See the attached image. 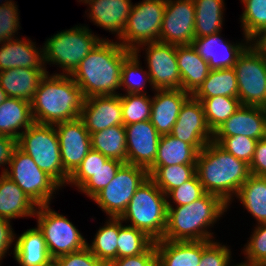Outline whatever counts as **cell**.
<instances>
[{
  "label": "cell",
  "instance_id": "18",
  "mask_svg": "<svg viewBox=\"0 0 266 266\" xmlns=\"http://www.w3.org/2000/svg\"><path fill=\"white\" fill-rule=\"evenodd\" d=\"M79 3L88 8L83 17L113 34L116 41L121 37L133 7L132 0H81Z\"/></svg>",
  "mask_w": 266,
  "mask_h": 266
},
{
  "label": "cell",
  "instance_id": "13",
  "mask_svg": "<svg viewBox=\"0 0 266 266\" xmlns=\"http://www.w3.org/2000/svg\"><path fill=\"white\" fill-rule=\"evenodd\" d=\"M133 52L144 58L155 90L181 89L176 45L159 41L149 42L141 44Z\"/></svg>",
  "mask_w": 266,
  "mask_h": 266
},
{
  "label": "cell",
  "instance_id": "31",
  "mask_svg": "<svg viewBox=\"0 0 266 266\" xmlns=\"http://www.w3.org/2000/svg\"><path fill=\"white\" fill-rule=\"evenodd\" d=\"M193 2L195 5L194 37L201 38L221 32L227 9L225 0H193Z\"/></svg>",
  "mask_w": 266,
  "mask_h": 266
},
{
  "label": "cell",
  "instance_id": "8",
  "mask_svg": "<svg viewBox=\"0 0 266 266\" xmlns=\"http://www.w3.org/2000/svg\"><path fill=\"white\" fill-rule=\"evenodd\" d=\"M34 219L37 220L36 226L42 232L53 260L86 247L87 238L84 234L66 215L55 211L51 204L37 206Z\"/></svg>",
  "mask_w": 266,
  "mask_h": 266
},
{
  "label": "cell",
  "instance_id": "11",
  "mask_svg": "<svg viewBox=\"0 0 266 266\" xmlns=\"http://www.w3.org/2000/svg\"><path fill=\"white\" fill-rule=\"evenodd\" d=\"M233 68L241 105L261 107L266 101V54L251 42Z\"/></svg>",
  "mask_w": 266,
  "mask_h": 266
},
{
  "label": "cell",
  "instance_id": "16",
  "mask_svg": "<svg viewBox=\"0 0 266 266\" xmlns=\"http://www.w3.org/2000/svg\"><path fill=\"white\" fill-rule=\"evenodd\" d=\"M64 171L71 176L91 150V135L78 118L55 125Z\"/></svg>",
  "mask_w": 266,
  "mask_h": 266
},
{
  "label": "cell",
  "instance_id": "33",
  "mask_svg": "<svg viewBox=\"0 0 266 266\" xmlns=\"http://www.w3.org/2000/svg\"><path fill=\"white\" fill-rule=\"evenodd\" d=\"M91 149L109 159L127 163L126 131L124 125H115L91 133Z\"/></svg>",
  "mask_w": 266,
  "mask_h": 266
},
{
  "label": "cell",
  "instance_id": "48",
  "mask_svg": "<svg viewBox=\"0 0 266 266\" xmlns=\"http://www.w3.org/2000/svg\"><path fill=\"white\" fill-rule=\"evenodd\" d=\"M20 11L16 1L0 5V43L20 37Z\"/></svg>",
  "mask_w": 266,
  "mask_h": 266
},
{
  "label": "cell",
  "instance_id": "32",
  "mask_svg": "<svg viewBox=\"0 0 266 266\" xmlns=\"http://www.w3.org/2000/svg\"><path fill=\"white\" fill-rule=\"evenodd\" d=\"M198 151L189 143L171 134L162 135L154 163L151 166L196 165Z\"/></svg>",
  "mask_w": 266,
  "mask_h": 266
},
{
  "label": "cell",
  "instance_id": "45",
  "mask_svg": "<svg viewBox=\"0 0 266 266\" xmlns=\"http://www.w3.org/2000/svg\"><path fill=\"white\" fill-rule=\"evenodd\" d=\"M213 142L217 143L226 152L232 154L235 158L250 164L257 140L247 136H228V137H213Z\"/></svg>",
  "mask_w": 266,
  "mask_h": 266
},
{
  "label": "cell",
  "instance_id": "40",
  "mask_svg": "<svg viewBox=\"0 0 266 266\" xmlns=\"http://www.w3.org/2000/svg\"><path fill=\"white\" fill-rule=\"evenodd\" d=\"M242 13L239 15L242 35L252 41L266 28V0H239Z\"/></svg>",
  "mask_w": 266,
  "mask_h": 266
},
{
  "label": "cell",
  "instance_id": "4",
  "mask_svg": "<svg viewBox=\"0 0 266 266\" xmlns=\"http://www.w3.org/2000/svg\"><path fill=\"white\" fill-rule=\"evenodd\" d=\"M84 96L70 75L47 71L31 101L34 122L56 125L80 118Z\"/></svg>",
  "mask_w": 266,
  "mask_h": 266
},
{
  "label": "cell",
  "instance_id": "54",
  "mask_svg": "<svg viewBox=\"0 0 266 266\" xmlns=\"http://www.w3.org/2000/svg\"><path fill=\"white\" fill-rule=\"evenodd\" d=\"M262 53L266 54V28L251 41Z\"/></svg>",
  "mask_w": 266,
  "mask_h": 266
},
{
  "label": "cell",
  "instance_id": "23",
  "mask_svg": "<svg viewBox=\"0 0 266 266\" xmlns=\"http://www.w3.org/2000/svg\"><path fill=\"white\" fill-rule=\"evenodd\" d=\"M247 136L255 140L266 138V118L261 107H241L213 132V137Z\"/></svg>",
  "mask_w": 266,
  "mask_h": 266
},
{
  "label": "cell",
  "instance_id": "29",
  "mask_svg": "<svg viewBox=\"0 0 266 266\" xmlns=\"http://www.w3.org/2000/svg\"><path fill=\"white\" fill-rule=\"evenodd\" d=\"M33 123L30 102L7 97L0 104V135L18 140L19 136Z\"/></svg>",
  "mask_w": 266,
  "mask_h": 266
},
{
  "label": "cell",
  "instance_id": "34",
  "mask_svg": "<svg viewBox=\"0 0 266 266\" xmlns=\"http://www.w3.org/2000/svg\"><path fill=\"white\" fill-rule=\"evenodd\" d=\"M102 226L96 230L93 239L86 243L92 254L105 264L117 259V238L119 235V218L106 217Z\"/></svg>",
  "mask_w": 266,
  "mask_h": 266
},
{
  "label": "cell",
  "instance_id": "52",
  "mask_svg": "<svg viewBox=\"0 0 266 266\" xmlns=\"http://www.w3.org/2000/svg\"><path fill=\"white\" fill-rule=\"evenodd\" d=\"M249 169L252 175L266 176V138L257 141Z\"/></svg>",
  "mask_w": 266,
  "mask_h": 266
},
{
  "label": "cell",
  "instance_id": "15",
  "mask_svg": "<svg viewBox=\"0 0 266 266\" xmlns=\"http://www.w3.org/2000/svg\"><path fill=\"white\" fill-rule=\"evenodd\" d=\"M171 135L192 145L200 152L213 140L209 129L202 102L192 95L182 105Z\"/></svg>",
  "mask_w": 266,
  "mask_h": 266
},
{
  "label": "cell",
  "instance_id": "46",
  "mask_svg": "<svg viewBox=\"0 0 266 266\" xmlns=\"http://www.w3.org/2000/svg\"><path fill=\"white\" fill-rule=\"evenodd\" d=\"M205 193L203 185L199 182L197 174H195L190 180L166 194L167 207L190 204Z\"/></svg>",
  "mask_w": 266,
  "mask_h": 266
},
{
  "label": "cell",
  "instance_id": "58",
  "mask_svg": "<svg viewBox=\"0 0 266 266\" xmlns=\"http://www.w3.org/2000/svg\"><path fill=\"white\" fill-rule=\"evenodd\" d=\"M262 110H263V113H264V116L266 118V101L265 103L261 106Z\"/></svg>",
  "mask_w": 266,
  "mask_h": 266
},
{
  "label": "cell",
  "instance_id": "2",
  "mask_svg": "<svg viewBox=\"0 0 266 266\" xmlns=\"http://www.w3.org/2000/svg\"><path fill=\"white\" fill-rule=\"evenodd\" d=\"M228 211L227 203L209 193L190 204L167 207V224L163 240H216L217 234L212 232V228L219 224Z\"/></svg>",
  "mask_w": 266,
  "mask_h": 266
},
{
  "label": "cell",
  "instance_id": "6",
  "mask_svg": "<svg viewBox=\"0 0 266 266\" xmlns=\"http://www.w3.org/2000/svg\"><path fill=\"white\" fill-rule=\"evenodd\" d=\"M119 218L125 224L143 231L154 241L161 240L167 224L166 195L148 177L135 191Z\"/></svg>",
  "mask_w": 266,
  "mask_h": 266
},
{
  "label": "cell",
  "instance_id": "7",
  "mask_svg": "<svg viewBox=\"0 0 266 266\" xmlns=\"http://www.w3.org/2000/svg\"><path fill=\"white\" fill-rule=\"evenodd\" d=\"M17 147L62 188L66 187L70 176L63 168L55 125L34 122L19 136Z\"/></svg>",
  "mask_w": 266,
  "mask_h": 266
},
{
  "label": "cell",
  "instance_id": "37",
  "mask_svg": "<svg viewBox=\"0 0 266 266\" xmlns=\"http://www.w3.org/2000/svg\"><path fill=\"white\" fill-rule=\"evenodd\" d=\"M147 170L149 178L166 195L190 180L196 174V165L150 166Z\"/></svg>",
  "mask_w": 266,
  "mask_h": 266
},
{
  "label": "cell",
  "instance_id": "1",
  "mask_svg": "<svg viewBox=\"0 0 266 266\" xmlns=\"http://www.w3.org/2000/svg\"><path fill=\"white\" fill-rule=\"evenodd\" d=\"M132 52L114 39L101 40L70 76L82 90L85 99L120 95L122 64Z\"/></svg>",
  "mask_w": 266,
  "mask_h": 266
},
{
  "label": "cell",
  "instance_id": "56",
  "mask_svg": "<svg viewBox=\"0 0 266 266\" xmlns=\"http://www.w3.org/2000/svg\"><path fill=\"white\" fill-rule=\"evenodd\" d=\"M46 266H59L58 263L55 260H52L48 265Z\"/></svg>",
  "mask_w": 266,
  "mask_h": 266
},
{
  "label": "cell",
  "instance_id": "17",
  "mask_svg": "<svg viewBox=\"0 0 266 266\" xmlns=\"http://www.w3.org/2000/svg\"><path fill=\"white\" fill-rule=\"evenodd\" d=\"M222 34L221 31L209 36L194 38L192 42V46L208 62L211 70L233 67L240 54L251 43L244 35L241 40L234 42L222 37L224 36Z\"/></svg>",
  "mask_w": 266,
  "mask_h": 266
},
{
  "label": "cell",
  "instance_id": "57",
  "mask_svg": "<svg viewBox=\"0 0 266 266\" xmlns=\"http://www.w3.org/2000/svg\"><path fill=\"white\" fill-rule=\"evenodd\" d=\"M15 0H0V5H3V4H6V3H10V2H13Z\"/></svg>",
  "mask_w": 266,
  "mask_h": 266
},
{
  "label": "cell",
  "instance_id": "21",
  "mask_svg": "<svg viewBox=\"0 0 266 266\" xmlns=\"http://www.w3.org/2000/svg\"><path fill=\"white\" fill-rule=\"evenodd\" d=\"M22 36L0 43V72L13 68L46 69L43 44Z\"/></svg>",
  "mask_w": 266,
  "mask_h": 266
},
{
  "label": "cell",
  "instance_id": "19",
  "mask_svg": "<svg viewBox=\"0 0 266 266\" xmlns=\"http://www.w3.org/2000/svg\"><path fill=\"white\" fill-rule=\"evenodd\" d=\"M125 127L127 164L148 169L155 161L161 135L150 120L133 123Z\"/></svg>",
  "mask_w": 266,
  "mask_h": 266
},
{
  "label": "cell",
  "instance_id": "22",
  "mask_svg": "<svg viewBox=\"0 0 266 266\" xmlns=\"http://www.w3.org/2000/svg\"><path fill=\"white\" fill-rule=\"evenodd\" d=\"M190 96L182 89L155 90L153 92L150 122L161 136L171 134L180 109Z\"/></svg>",
  "mask_w": 266,
  "mask_h": 266
},
{
  "label": "cell",
  "instance_id": "9",
  "mask_svg": "<svg viewBox=\"0 0 266 266\" xmlns=\"http://www.w3.org/2000/svg\"><path fill=\"white\" fill-rule=\"evenodd\" d=\"M4 174L11 178L37 206L52 204L55 195H59L63 189L18 147L14 149Z\"/></svg>",
  "mask_w": 266,
  "mask_h": 266
},
{
  "label": "cell",
  "instance_id": "47",
  "mask_svg": "<svg viewBox=\"0 0 266 266\" xmlns=\"http://www.w3.org/2000/svg\"><path fill=\"white\" fill-rule=\"evenodd\" d=\"M109 158L102 155L100 152L91 149L86 157L82 160L80 166L69 177L67 187H74L79 189L90 177L92 173L99 169L101 165H104Z\"/></svg>",
  "mask_w": 266,
  "mask_h": 266
},
{
  "label": "cell",
  "instance_id": "50",
  "mask_svg": "<svg viewBox=\"0 0 266 266\" xmlns=\"http://www.w3.org/2000/svg\"><path fill=\"white\" fill-rule=\"evenodd\" d=\"M106 266H157L155 243L145 253L122 257L109 262Z\"/></svg>",
  "mask_w": 266,
  "mask_h": 266
},
{
  "label": "cell",
  "instance_id": "26",
  "mask_svg": "<svg viewBox=\"0 0 266 266\" xmlns=\"http://www.w3.org/2000/svg\"><path fill=\"white\" fill-rule=\"evenodd\" d=\"M46 69L13 68L0 72V86L7 97H13L31 103Z\"/></svg>",
  "mask_w": 266,
  "mask_h": 266
},
{
  "label": "cell",
  "instance_id": "20",
  "mask_svg": "<svg viewBox=\"0 0 266 266\" xmlns=\"http://www.w3.org/2000/svg\"><path fill=\"white\" fill-rule=\"evenodd\" d=\"M80 119L89 133L123 125L119 95L92 96L84 100Z\"/></svg>",
  "mask_w": 266,
  "mask_h": 266
},
{
  "label": "cell",
  "instance_id": "24",
  "mask_svg": "<svg viewBox=\"0 0 266 266\" xmlns=\"http://www.w3.org/2000/svg\"><path fill=\"white\" fill-rule=\"evenodd\" d=\"M12 258L19 266H46L53 260L37 226L24 230L20 235L15 232Z\"/></svg>",
  "mask_w": 266,
  "mask_h": 266
},
{
  "label": "cell",
  "instance_id": "14",
  "mask_svg": "<svg viewBox=\"0 0 266 266\" xmlns=\"http://www.w3.org/2000/svg\"><path fill=\"white\" fill-rule=\"evenodd\" d=\"M195 28L193 0H166L159 42L176 46L191 45Z\"/></svg>",
  "mask_w": 266,
  "mask_h": 266
},
{
  "label": "cell",
  "instance_id": "36",
  "mask_svg": "<svg viewBox=\"0 0 266 266\" xmlns=\"http://www.w3.org/2000/svg\"><path fill=\"white\" fill-rule=\"evenodd\" d=\"M192 96L194 98L238 97V82L234 68L210 70L207 78Z\"/></svg>",
  "mask_w": 266,
  "mask_h": 266
},
{
  "label": "cell",
  "instance_id": "28",
  "mask_svg": "<svg viewBox=\"0 0 266 266\" xmlns=\"http://www.w3.org/2000/svg\"><path fill=\"white\" fill-rule=\"evenodd\" d=\"M157 266H199L202 256V240L155 241Z\"/></svg>",
  "mask_w": 266,
  "mask_h": 266
},
{
  "label": "cell",
  "instance_id": "25",
  "mask_svg": "<svg viewBox=\"0 0 266 266\" xmlns=\"http://www.w3.org/2000/svg\"><path fill=\"white\" fill-rule=\"evenodd\" d=\"M37 205L6 174H0V218H34Z\"/></svg>",
  "mask_w": 266,
  "mask_h": 266
},
{
  "label": "cell",
  "instance_id": "38",
  "mask_svg": "<svg viewBox=\"0 0 266 266\" xmlns=\"http://www.w3.org/2000/svg\"><path fill=\"white\" fill-rule=\"evenodd\" d=\"M195 99L202 102L205 119L212 133L241 107L238 97L216 96Z\"/></svg>",
  "mask_w": 266,
  "mask_h": 266
},
{
  "label": "cell",
  "instance_id": "35",
  "mask_svg": "<svg viewBox=\"0 0 266 266\" xmlns=\"http://www.w3.org/2000/svg\"><path fill=\"white\" fill-rule=\"evenodd\" d=\"M144 68L146 66H142L140 57L134 52L124 60L121 68L120 94H148L147 88H150L149 91L152 93L155 91L148 70Z\"/></svg>",
  "mask_w": 266,
  "mask_h": 266
},
{
  "label": "cell",
  "instance_id": "43",
  "mask_svg": "<svg viewBox=\"0 0 266 266\" xmlns=\"http://www.w3.org/2000/svg\"><path fill=\"white\" fill-rule=\"evenodd\" d=\"M124 163L116 159H108L104 165L92 173L90 177L77 191L92 199L115 177L117 171Z\"/></svg>",
  "mask_w": 266,
  "mask_h": 266
},
{
  "label": "cell",
  "instance_id": "44",
  "mask_svg": "<svg viewBox=\"0 0 266 266\" xmlns=\"http://www.w3.org/2000/svg\"><path fill=\"white\" fill-rule=\"evenodd\" d=\"M232 246L221 240H202V256L199 266H234ZM233 261V262H232ZM235 262V263H234Z\"/></svg>",
  "mask_w": 266,
  "mask_h": 266
},
{
  "label": "cell",
  "instance_id": "55",
  "mask_svg": "<svg viewBox=\"0 0 266 266\" xmlns=\"http://www.w3.org/2000/svg\"><path fill=\"white\" fill-rule=\"evenodd\" d=\"M7 98L5 91L0 86V104Z\"/></svg>",
  "mask_w": 266,
  "mask_h": 266
},
{
  "label": "cell",
  "instance_id": "51",
  "mask_svg": "<svg viewBox=\"0 0 266 266\" xmlns=\"http://www.w3.org/2000/svg\"><path fill=\"white\" fill-rule=\"evenodd\" d=\"M12 221L0 218V265L7 255L14 254L15 230ZM12 248V250H10ZM10 252V253H9Z\"/></svg>",
  "mask_w": 266,
  "mask_h": 266
},
{
  "label": "cell",
  "instance_id": "59",
  "mask_svg": "<svg viewBox=\"0 0 266 266\" xmlns=\"http://www.w3.org/2000/svg\"><path fill=\"white\" fill-rule=\"evenodd\" d=\"M252 266H266V262H260V263L254 264Z\"/></svg>",
  "mask_w": 266,
  "mask_h": 266
},
{
  "label": "cell",
  "instance_id": "27",
  "mask_svg": "<svg viewBox=\"0 0 266 266\" xmlns=\"http://www.w3.org/2000/svg\"><path fill=\"white\" fill-rule=\"evenodd\" d=\"M176 57L181 77V89L193 95L207 78L210 68L191 45L176 46Z\"/></svg>",
  "mask_w": 266,
  "mask_h": 266
},
{
  "label": "cell",
  "instance_id": "3",
  "mask_svg": "<svg viewBox=\"0 0 266 266\" xmlns=\"http://www.w3.org/2000/svg\"><path fill=\"white\" fill-rule=\"evenodd\" d=\"M196 174L205 192L220 197L228 204V210L239 188L251 175L249 164L213 141L198 152Z\"/></svg>",
  "mask_w": 266,
  "mask_h": 266
},
{
  "label": "cell",
  "instance_id": "42",
  "mask_svg": "<svg viewBox=\"0 0 266 266\" xmlns=\"http://www.w3.org/2000/svg\"><path fill=\"white\" fill-rule=\"evenodd\" d=\"M252 226L251 234L240 253L244 256L241 263L247 266L266 262V223Z\"/></svg>",
  "mask_w": 266,
  "mask_h": 266
},
{
  "label": "cell",
  "instance_id": "49",
  "mask_svg": "<svg viewBox=\"0 0 266 266\" xmlns=\"http://www.w3.org/2000/svg\"><path fill=\"white\" fill-rule=\"evenodd\" d=\"M55 261L59 266H106L87 247L77 252L59 256Z\"/></svg>",
  "mask_w": 266,
  "mask_h": 266
},
{
  "label": "cell",
  "instance_id": "5",
  "mask_svg": "<svg viewBox=\"0 0 266 266\" xmlns=\"http://www.w3.org/2000/svg\"><path fill=\"white\" fill-rule=\"evenodd\" d=\"M89 27L88 24L80 23L46 37L43 43L46 70H48L47 65L55 66L60 70L57 68L59 72L54 71L53 74L71 75L101 40H109L108 36L102 37L97 33L94 34Z\"/></svg>",
  "mask_w": 266,
  "mask_h": 266
},
{
  "label": "cell",
  "instance_id": "30",
  "mask_svg": "<svg viewBox=\"0 0 266 266\" xmlns=\"http://www.w3.org/2000/svg\"><path fill=\"white\" fill-rule=\"evenodd\" d=\"M244 211L251 215L255 224L266 223V176L250 175L234 197Z\"/></svg>",
  "mask_w": 266,
  "mask_h": 266
},
{
  "label": "cell",
  "instance_id": "41",
  "mask_svg": "<svg viewBox=\"0 0 266 266\" xmlns=\"http://www.w3.org/2000/svg\"><path fill=\"white\" fill-rule=\"evenodd\" d=\"M123 125L150 120L152 96L149 94H120Z\"/></svg>",
  "mask_w": 266,
  "mask_h": 266
},
{
  "label": "cell",
  "instance_id": "12",
  "mask_svg": "<svg viewBox=\"0 0 266 266\" xmlns=\"http://www.w3.org/2000/svg\"><path fill=\"white\" fill-rule=\"evenodd\" d=\"M165 6L166 0H142L134 3L127 24L117 41L131 51L141 44L157 42Z\"/></svg>",
  "mask_w": 266,
  "mask_h": 266
},
{
  "label": "cell",
  "instance_id": "39",
  "mask_svg": "<svg viewBox=\"0 0 266 266\" xmlns=\"http://www.w3.org/2000/svg\"><path fill=\"white\" fill-rule=\"evenodd\" d=\"M155 241L146 233L125 224L119 218V235L117 238V259L145 253Z\"/></svg>",
  "mask_w": 266,
  "mask_h": 266
},
{
  "label": "cell",
  "instance_id": "60",
  "mask_svg": "<svg viewBox=\"0 0 266 266\" xmlns=\"http://www.w3.org/2000/svg\"><path fill=\"white\" fill-rule=\"evenodd\" d=\"M234 266H247V265H245V264H243L241 262H237Z\"/></svg>",
  "mask_w": 266,
  "mask_h": 266
},
{
  "label": "cell",
  "instance_id": "10",
  "mask_svg": "<svg viewBox=\"0 0 266 266\" xmlns=\"http://www.w3.org/2000/svg\"><path fill=\"white\" fill-rule=\"evenodd\" d=\"M148 177L146 168L124 163L115 177L91 201H94L107 217L119 218L126 210L135 191Z\"/></svg>",
  "mask_w": 266,
  "mask_h": 266
},
{
  "label": "cell",
  "instance_id": "53",
  "mask_svg": "<svg viewBox=\"0 0 266 266\" xmlns=\"http://www.w3.org/2000/svg\"><path fill=\"white\" fill-rule=\"evenodd\" d=\"M16 147L17 140L8 136L0 135V170L2 169L0 174H4L7 170L11 161L12 153Z\"/></svg>",
  "mask_w": 266,
  "mask_h": 266
}]
</instances>
